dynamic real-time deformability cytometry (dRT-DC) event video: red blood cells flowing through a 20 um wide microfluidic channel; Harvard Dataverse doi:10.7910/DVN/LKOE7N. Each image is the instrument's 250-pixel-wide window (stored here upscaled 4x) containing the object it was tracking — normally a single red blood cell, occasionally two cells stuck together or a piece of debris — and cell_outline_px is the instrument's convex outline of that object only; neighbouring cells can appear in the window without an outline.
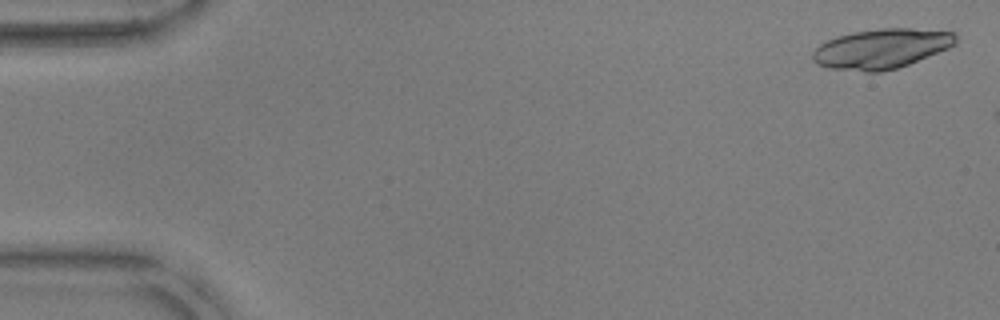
{"species": "common noctule bat (a hibernating species)", "species_latin": "Nyctalus noctula", "temperature_condition": "warm", "stored_images_in_passage": 7, "camera_frame_rate_fps": 3000, "um_per_image_px": 0.085, "animal": {"sex": "male", "body_mass_g": 17.9, "forearm_length_mm": 54.2}, "frame": {"image": 1, "passage_image": 2, "time_ms": 0.333, "image_size_px": [1000, 320], "cell_outline_px": [[956, 44], [948, 48], [908, 64], [896, 68], [880, 72], [864, 72], [828, 68], [816, 64], [812, 60], [812, 52], [820, 44], [836, 36], [852, 32], [880, 28], [912, 28], [956, 32]], "centroid_in_image_um": [74.89, 4.14], "position_along_channel_um": 10.1, "area_um2": 33.29}}